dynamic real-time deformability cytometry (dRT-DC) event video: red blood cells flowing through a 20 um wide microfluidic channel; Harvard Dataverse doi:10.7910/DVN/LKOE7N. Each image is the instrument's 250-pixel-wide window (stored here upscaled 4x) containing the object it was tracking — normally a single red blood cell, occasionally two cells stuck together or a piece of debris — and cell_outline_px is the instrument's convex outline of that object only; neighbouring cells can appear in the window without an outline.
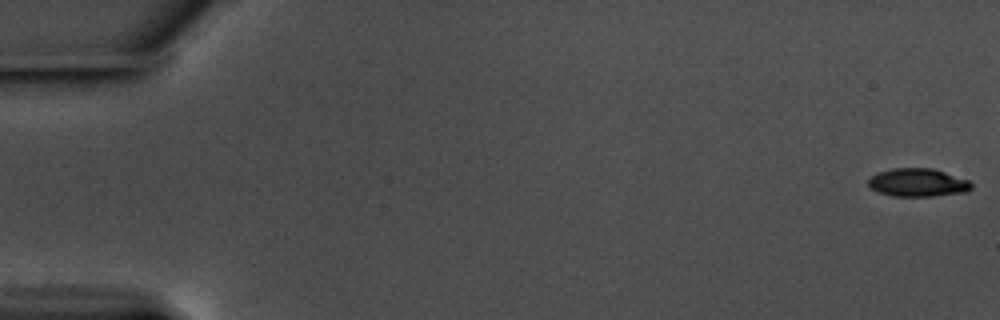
{"species": "common noctule bat (a hibernating species)", "species_latin": "Nyctalus noctula", "temperature_condition": "warm", "stored_images_in_passage": 19, "camera_frame_rate_fps": 3000, "um_per_image_px": 0.085, "animal": {"sex": "male", "body_mass_g": 17.5, "forearm_length_mm": 52.3}, "frame": {"image": 1, "passage_image": 1, "time_ms": 0.0, "image_size_px": [1000, 320], "cell_outline_px": [[972, 188], [968, 192], [932, 196], [892, 196], [880, 192], [872, 188], [868, 184], [868, 180], [872, 176], [880, 172], [892, 168], [932, 168], [968, 180], [972, 184]], "centroid_in_image_um": [78.04, 15.52], "position_along_channel_um": 7.0, "area_um2": 16.76}}
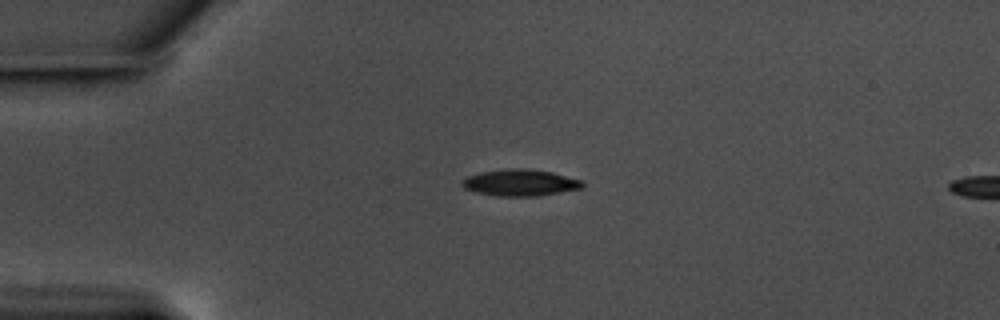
{"frame": {"image": 2, "passage_image": 15, "time_ms": 4.667, "image_size_px": [1000, 320], "cell_outline_px": [[584, 188], [536, 196], [496, 196], [476, 192], [464, 188], [460, 184], [460, 180], [468, 176], [480, 172], [512, 168], [516, 168], [552, 172], [584, 180]], "centroid_in_image_um": [44.22, 15.53], "position_along_channel_um": 40.8, "area_um2": 18.67}}